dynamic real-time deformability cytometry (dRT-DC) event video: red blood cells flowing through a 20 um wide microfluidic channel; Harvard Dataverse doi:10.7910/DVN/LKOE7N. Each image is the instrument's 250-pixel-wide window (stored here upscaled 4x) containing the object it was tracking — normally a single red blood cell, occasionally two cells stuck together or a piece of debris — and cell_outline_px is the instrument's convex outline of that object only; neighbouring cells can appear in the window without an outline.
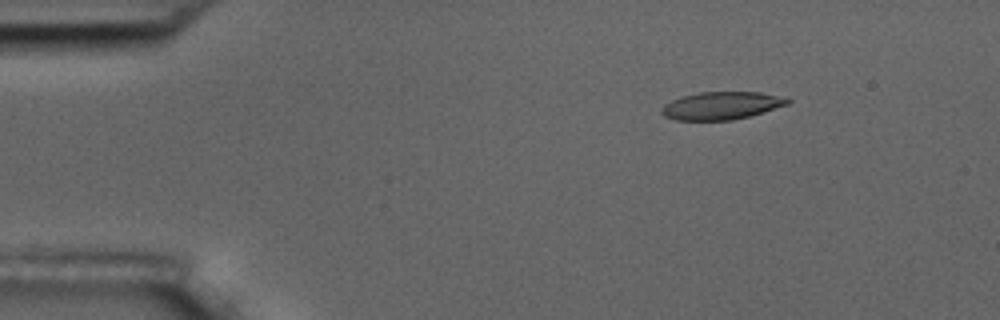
{"species": "common noctule bat (a hibernating species)", "species_latin": "Nyctalus noctula", "temperature_condition": "room temperature", "stored_images_in_passage": 5, "camera_frame_rate_fps": 3000, "um_per_image_px": 0.085, "animal": {"sex": "male", "body_mass_g": 17.5, "forearm_length_mm": 52.3}, "frame": {"image": 1, "passage_image": 5, "time_ms": 4.667, "image_size_px": [1000, 320], "cell_outline_px": [[792, 100], [788, 104], [748, 116], [732, 120], [676, 120], [664, 116], [660, 112], [660, 108], [664, 104], [680, 96], [700, 92], [760, 92], [788, 96]], "centroid_in_image_um": [61.33, 8.96], "position_along_channel_um": 23.7, "area_um2": 20.52}}